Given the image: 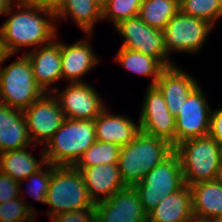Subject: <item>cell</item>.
<instances>
[{"label":"cell","mask_w":222,"mask_h":222,"mask_svg":"<svg viewBox=\"0 0 222 222\" xmlns=\"http://www.w3.org/2000/svg\"><path fill=\"white\" fill-rule=\"evenodd\" d=\"M14 7L17 12H12ZM6 15V21L0 26L5 54L15 55L22 48L34 50L49 44L58 35L55 13L49 9L16 0Z\"/></svg>","instance_id":"6da1fadb"},{"label":"cell","mask_w":222,"mask_h":222,"mask_svg":"<svg viewBox=\"0 0 222 222\" xmlns=\"http://www.w3.org/2000/svg\"><path fill=\"white\" fill-rule=\"evenodd\" d=\"M173 152L174 146L170 142L140 131L120 150L117 165L124 184L133 187L141 182L148 172Z\"/></svg>","instance_id":"7a4b0ae2"},{"label":"cell","mask_w":222,"mask_h":222,"mask_svg":"<svg viewBox=\"0 0 222 222\" xmlns=\"http://www.w3.org/2000/svg\"><path fill=\"white\" fill-rule=\"evenodd\" d=\"M46 204L50 206L46 211L49 218L95 205L89 196L82 173L70 165H52Z\"/></svg>","instance_id":"3957f363"},{"label":"cell","mask_w":222,"mask_h":222,"mask_svg":"<svg viewBox=\"0 0 222 222\" xmlns=\"http://www.w3.org/2000/svg\"><path fill=\"white\" fill-rule=\"evenodd\" d=\"M95 141V120L66 118L43 147L46 162L73 166Z\"/></svg>","instance_id":"277c9868"},{"label":"cell","mask_w":222,"mask_h":222,"mask_svg":"<svg viewBox=\"0 0 222 222\" xmlns=\"http://www.w3.org/2000/svg\"><path fill=\"white\" fill-rule=\"evenodd\" d=\"M174 151L181 161L184 184L214 180L222 162V145L210 135L183 141Z\"/></svg>","instance_id":"5b68a950"},{"label":"cell","mask_w":222,"mask_h":222,"mask_svg":"<svg viewBox=\"0 0 222 222\" xmlns=\"http://www.w3.org/2000/svg\"><path fill=\"white\" fill-rule=\"evenodd\" d=\"M14 54H5L0 64V102L24 110L43 93L36 83L32 64L26 54L7 66H2Z\"/></svg>","instance_id":"8992f818"},{"label":"cell","mask_w":222,"mask_h":222,"mask_svg":"<svg viewBox=\"0 0 222 222\" xmlns=\"http://www.w3.org/2000/svg\"><path fill=\"white\" fill-rule=\"evenodd\" d=\"M184 185L181 161L174 151L163 162L148 172L143 180L133 187L140 197L144 211L148 214L166 197Z\"/></svg>","instance_id":"52a82bcc"},{"label":"cell","mask_w":222,"mask_h":222,"mask_svg":"<svg viewBox=\"0 0 222 222\" xmlns=\"http://www.w3.org/2000/svg\"><path fill=\"white\" fill-rule=\"evenodd\" d=\"M214 27L206 20L194 18L180 10L163 29L168 56L172 52L197 53L207 43Z\"/></svg>","instance_id":"ba28073f"},{"label":"cell","mask_w":222,"mask_h":222,"mask_svg":"<svg viewBox=\"0 0 222 222\" xmlns=\"http://www.w3.org/2000/svg\"><path fill=\"white\" fill-rule=\"evenodd\" d=\"M113 27L124 38L120 47L153 56L165 67L175 64L167 54L163 30L148 26L138 16L124 19Z\"/></svg>","instance_id":"9c48e42d"},{"label":"cell","mask_w":222,"mask_h":222,"mask_svg":"<svg viewBox=\"0 0 222 222\" xmlns=\"http://www.w3.org/2000/svg\"><path fill=\"white\" fill-rule=\"evenodd\" d=\"M23 113L34 146L44 147L66 119L53 92H44Z\"/></svg>","instance_id":"30bf717a"},{"label":"cell","mask_w":222,"mask_h":222,"mask_svg":"<svg viewBox=\"0 0 222 222\" xmlns=\"http://www.w3.org/2000/svg\"><path fill=\"white\" fill-rule=\"evenodd\" d=\"M52 92L68 119L95 120L107 107L99 92L87 82L67 83L64 89L55 87Z\"/></svg>","instance_id":"8fae6325"},{"label":"cell","mask_w":222,"mask_h":222,"mask_svg":"<svg viewBox=\"0 0 222 222\" xmlns=\"http://www.w3.org/2000/svg\"><path fill=\"white\" fill-rule=\"evenodd\" d=\"M212 108L199 84L176 115L175 147L186 140L209 135Z\"/></svg>","instance_id":"7c38bea8"},{"label":"cell","mask_w":222,"mask_h":222,"mask_svg":"<svg viewBox=\"0 0 222 222\" xmlns=\"http://www.w3.org/2000/svg\"><path fill=\"white\" fill-rule=\"evenodd\" d=\"M139 116L140 131L165 139L175 148L176 121L156 86L146 88Z\"/></svg>","instance_id":"4fadbf2b"},{"label":"cell","mask_w":222,"mask_h":222,"mask_svg":"<svg viewBox=\"0 0 222 222\" xmlns=\"http://www.w3.org/2000/svg\"><path fill=\"white\" fill-rule=\"evenodd\" d=\"M97 222H146L147 213L134 187L117 191L109 199L95 203Z\"/></svg>","instance_id":"5bb4252c"},{"label":"cell","mask_w":222,"mask_h":222,"mask_svg":"<svg viewBox=\"0 0 222 222\" xmlns=\"http://www.w3.org/2000/svg\"><path fill=\"white\" fill-rule=\"evenodd\" d=\"M79 41L67 45L61 42L62 79L69 83L86 82L84 77L100 62L91 45L93 34H85Z\"/></svg>","instance_id":"9a60e30c"},{"label":"cell","mask_w":222,"mask_h":222,"mask_svg":"<svg viewBox=\"0 0 222 222\" xmlns=\"http://www.w3.org/2000/svg\"><path fill=\"white\" fill-rule=\"evenodd\" d=\"M199 85L197 78L181 69L177 64L165 67L155 86L163 94L172 115L180 112L190 93Z\"/></svg>","instance_id":"2e32d148"},{"label":"cell","mask_w":222,"mask_h":222,"mask_svg":"<svg viewBox=\"0 0 222 222\" xmlns=\"http://www.w3.org/2000/svg\"><path fill=\"white\" fill-rule=\"evenodd\" d=\"M26 51H28L25 54L32 64L36 83L44 92L55 90L52 86L62 79L61 41L55 38L47 45Z\"/></svg>","instance_id":"e0dca14e"},{"label":"cell","mask_w":222,"mask_h":222,"mask_svg":"<svg viewBox=\"0 0 222 222\" xmlns=\"http://www.w3.org/2000/svg\"><path fill=\"white\" fill-rule=\"evenodd\" d=\"M76 169L82 173L85 186L94 204L109 199L114 193L127 187L121 178L117 164Z\"/></svg>","instance_id":"ac0fdd59"},{"label":"cell","mask_w":222,"mask_h":222,"mask_svg":"<svg viewBox=\"0 0 222 222\" xmlns=\"http://www.w3.org/2000/svg\"><path fill=\"white\" fill-rule=\"evenodd\" d=\"M140 132L139 122H135L124 114H113L106 107L95 119L96 140L117 144L120 147L128 145Z\"/></svg>","instance_id":"d6986e66"},{"label":"cell","mask_w":222,"mask_h":222,"mask_svg":"<svg viewBox=\"0 0 222 222\" xmlns=\"http://www.w3.org/2000/svg\"><path fill=\"white\" fill-rule=\"evenodd\" d=\"M33 144L27 131L23 110L0 102V153L18 150Z\"/></svg>","instance_id":"ffe728a7"},{"label":"cell","mask_w":222,"mask_h":222,"mask_svg":"<svg viewBox=\"0 0 222 222\" xmlns=\"http://www.w3.org/2000/svg\"><path fill=\"white\" fill-rule=\"evenodd\" d=\"M150 222H193L192 196L190 187L184 184L147 214Z\"/></svg>","instance_id":"44dd1931"},{"label":"cell","mask_w":222,"mask_h":222,"mask_svg":"<svg viewBox=\"0 0 222 222\" xmlns=\"http://www.w3.org/2000/svg\"><path fill=\"white\" fill-rule=\"evenodd\" d=\"M194 220L211 222L222 215V186L215 180L189 186Z\"/></svg>","instance_id":"7402d4cb"},{"label":"cell","mask_w":222,"mask_h":222,"mask_svg":"<svg viewBox=\"0 0 222 222\" xmlns=\"http://www.w3.org/2000/svg\"><path fill=\"white\" fill-rule=\"evenodd\" d=\"M55 17L57 23L69 17L84 34H93L102 20V7L95 0H64Z\"/></svg>","instance_id":"603a6c76"},{"label":"cell","mask_w":222,"mask_h":222,"mask_svg":"<svg viewBox=\"0 0 222 222\" xmlns=\"http://www.w3.org/2000/svg\"><path fill=\"white\" fill-rule=\"evenodd\" d=\"M27 148L29 147L0 153V172L20 182L40 170L47 163L44 149L37 159Z\"/></svg>","instance_id":"cb8c5ba5"},{"label":"cell","mask_w":222,"mask_h":222,"mask_svg":"<svg viewBox=\"0 0 222 222\" xmlns=\"http://www.w3.org/2000/svg\"><path fill=\"white\" fill-rule=\"evenodd\" d=\"M114 58L116 63L127 71L138 76L151 78L148 86H155L162 70L165 68V66L153 56L124 47H119Z\"/></svg>","instance_id":"d4e9b609"},{"label":"cell","mask_w":222,"mask_h":222,"mask_svg":"<svg viewBox=\"0 0 222 222\" xmlns=\"http://www.w3.org/2000/svg\"><path fill=\"white\" fill-rule=\"evenodd\" d=\"M180 10V0H142L138 17L148 26L163 30Z\"/></svg>","instance_id":"484cf974"},{"label":"cell","mask_w":222,"mask_h":222,"mask_svg":"<svg viewBox=\"0 0 222 222\" xmlns=\"http://www.w3.org/2000/svg\"><path fill=\"white\" fill-rule=\"evenodd\" d=\"M121 147L114 143L96 140L73 165L75 168H86L95 165L117 164Z\"/></svg>","instance_id":"4316f807"},{"label":"cell","mask_w":222,"mask_h":222,"mask_svg":"<svg viewBox=\"0 0 222 222\" xmlns=\"http://www.w3.org/2000/svg\"><path fill=\"white\" fill-rule=\"evenodd\" d=\"M184 14L206 20L213 26L222 18V3L219 0H180Z\"/></svg>","instance_id":"83f0119b"},{"label":"cell","mask_w":222,"mask_h":222,"mask_svg":"<svg viewBox=\"0 0 222 222\" xmlns=\"http://www.w3.org/2000/svg\"><path fill=\"white\" fill-rule=\"evenodd\" d=\"M24 198H26V195L23 193V189L20 188V197L1 203L0 219L9 222H34L38 213L36 207L29 205Z\"/></svg>","instance_id":"f1b7e54d"},{"label":"cell","mask_w":222,"mask_h":222,"mask_svg":"<svg viewBox=\"0 0 222 222\" xmlns=\"http://www.w3.org/2000/svg\"><path fill=\"white\" fill-rule=\"evenodd\" d=\"M142 0H107L102 7V21L118 22L138 16Z\"/></svg>","instance_id":"f546056e"},{"label":"cell","mask_w":222,"mask_h":222,"mask_svg":"<svg viewBox=\"0 0 222 222\" xmlns=\"http://www.w3.org/2000/svg\"><path fill=\"white\" fill-rule=\"evenodd\" d=\"M45 168V169H44ZM52 164L46 163L40 170L36 173L29 175L26 180L20 181V188L24 181L28 182V189L26 190L28 196L34 199V201L42 202L46 204V196L48 192V186L51 179Z\"/></svg>","instance_id":"4dcf8cb0"},{"label":"cell","mask_w":222,"mask_h":222,"mask_svg":"<svg viewBox=\"0 0 222 222\" xmlns=\"http://www.w3.org/2000/svg\"><path fill=\"white\" fill-rule=\"evenodd\" d=\"M49 219L51 222H97L95 205L88 209L61 213Z\"/></svg>","instance_id":"1f68e13d"},{"label":"cell","mask_w":222,"mask_h":222,"mask_svg":"<svg viewBox=\"0 0 222 222\" xmlns=\"http://www.w3.org/2000/svg\"><path fill=\"white\" fill-rule=\"evenodd\" d=\"M20 197V183L0 172V204Z\"/></svg>","instance_id":"d6a6232c"},{"label":"cell","mask_w":222,"mask_h":222,"mask_svg":"<svg viewBox=\"0 0 222 222\" xmlns=\"http://www.w3.org/2000/svg\"><path fill=\"white\" fill-rule=\"evenodd\" d=\"M209 135L222 145V106L211 111Z\"/></svg>","instance_id":"836d02e7"},{"label":"cell","mask_w":222,"mask_h":222,"mask_svg":"<svg viewBox=\"0 0 222 222\" xmlns=\"http://www.w3.org/2000/svg\"><path fill=\"white\" fill-rule=\"evenodd\" d=\"M22 3L35 5L44 9H49L56 13L62 6L64 0H18Z\"/></svg>","instance_id":"e575fe53"},{"label":"cell","mask_w":222,"mask_h":222,"mask_svg":"<svg viewBox=\"0 0 222 222\" xmlns=\"http://www.w3.org/2000/svg\"><path fill=\"white\" fill-rule=\"evenodd\" d=\"M16 0H0V15H6Z\"/></svg>","instance_id":"d590c367"},{"label":"cell","mask_w":222,"mask_h":222,"mask_svg":"<svg viewBox=\"0 0 222 222\" xmlns=\"http://www.w3.org/2000/svg\"><path fill=\"white\" fill-rule=\"evenodd\" d=\"M214 180L222 186V162L219 165Z\"/></svg>","instance_id":"8d00e7d4"},{"label":"cell","mask_w":222,"mask_h":222,"mask_svg":"<svg viewBox=\"0 0 222 222\" xmlns=\"http://www.w3.org/2000/svg\"><path fill=\"white\" fill-rule=\"evenodd\" d=\"M5 55L3 47H2V43H1V39H0V64L2 61L3 56Z\"/></svg>","instance_id":"74e56055"},{"label":"cell","mask_w":222,"mask_h":222,"mask_svg":"<svg viewBox=\"0 0 222 222\" xmlns=\"http://www.w3.org/2000/svg\"><path fill=\"white\" fill-rule=\"evenodd\" d=\"M101 7H103L105 5V3L107 2V0H95Z\"/></svg>","instance_id":"f35d334b"},{"label":"cell","mask_w":222,"mask_h":222,"mask_svg":"<svg viewBox=\"0 0 222 222\" xmlns=\"http://www.w3.org/2000/svg\"><path fill=\"white\" fill-rule=\"evenodd\" d=\"M211 222H222V215H219L218 217H216L213 221Z\"/></svg>","instance_id":"ab89813d"},{"label":"cell","mask_w":222,"mask_h":222,"mask_svg":"<svg viewBox=\"0 0 222 222\" xmlns=\"http://www.w3.org/2000/svg\"><path fill=\"white\" fill-rule=\"evenodd\" d=\"M0 222H9L8 220H2V219H0Z\"/></svg>","instance_id":"60d3db41"}]
</instances>
